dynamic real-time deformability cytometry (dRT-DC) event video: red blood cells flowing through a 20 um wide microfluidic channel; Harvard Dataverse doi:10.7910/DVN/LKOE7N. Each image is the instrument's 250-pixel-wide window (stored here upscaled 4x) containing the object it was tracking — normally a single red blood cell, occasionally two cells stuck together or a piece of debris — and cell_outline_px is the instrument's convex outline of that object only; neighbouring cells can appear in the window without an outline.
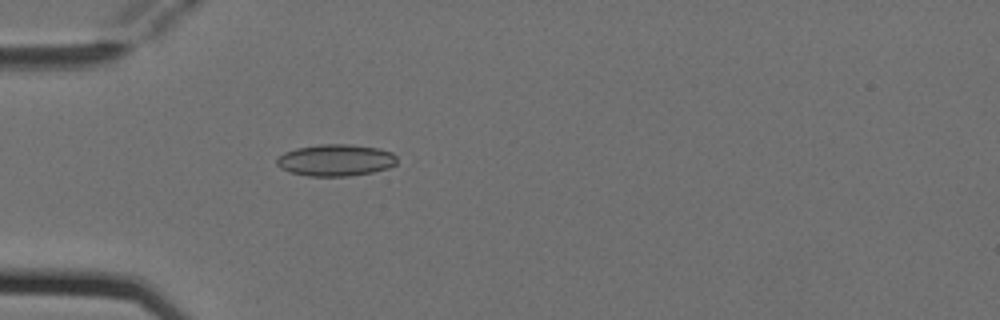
{"species": "Egyptian fruit bat (a non-hibernating species)", "species_latin": "Rousettus aegyptiacus", "temperature_condition": "cold", "stored_images_in_passage": 1, "camera_frame_rate_fps": 3000, "um_per_image_px": 0.085, "animal": {"sex": "female"}, "frame": {"image": 1, "passage_image": 1, "time_ms": 0.0, "image_size_px": [1000, 320], "cell_outline_px": [[396, 164], [388, 168], [372, 172], [348, 176], [308, 176], [288, 172], [280, 168], [276, 164], [276, 160], [284, 152], [296, 148], [320, 144], [352, 144], [380, 148], [392, 152], [396, 156]], "centroid_in_image_um": [28.53, 13.61], "position_along_channel_um": 56.5, "area_um2": 22.43}}